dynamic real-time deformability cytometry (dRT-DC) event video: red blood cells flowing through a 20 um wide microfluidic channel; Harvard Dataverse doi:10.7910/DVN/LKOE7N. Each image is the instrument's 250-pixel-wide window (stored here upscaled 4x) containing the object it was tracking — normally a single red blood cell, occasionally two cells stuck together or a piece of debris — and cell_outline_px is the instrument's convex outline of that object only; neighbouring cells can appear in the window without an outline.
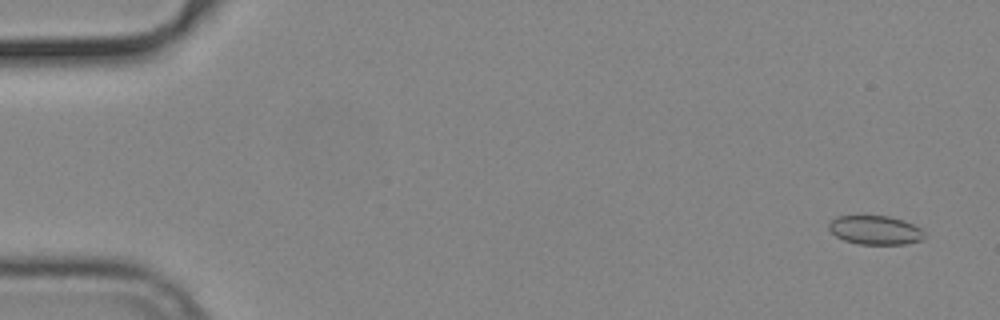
{"species": "common noctule bat (a hibernating species)", "species_latin": "Nyctalus noctula", "temperature_condition": "cold", "stored_images_in_passage": 54, "camera_frame_rate_fps": 3000, "um_per_image_px": 0.085, "animal": {"sex": "male", "body_mass_g": 19.2, "forearm_length_mm": 51.8}, "frame": {"image": 1, "passage_image": 2, "time_ms": 0.333, "image_size_px": [1000, 320], "cell_outline_px": [[924, 236], [920, 240], [904, 244], [860, 244], [844, 240], [836, 236], [828, 228], [828, 224], [836, 216], [888, 216], [904, 220], [920, 228], [924, 232]], "centroid_in_image_um": [74.38, 19.55], "position_along_channel_um": 10.6, "area_um2": 15.95}}
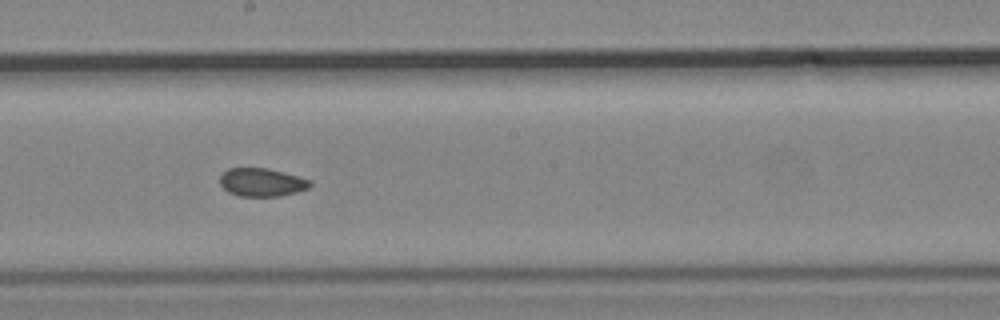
{"frame": {"image": 2, "passage_image": 30, "time_ms": 9.667, "image_size_px": [1000, 320], "cell_outline_px": [[312, 184], [308, 188], [296, 192], [280, 196], [240, 196], [228, 192], [220, 184], [220, 176], [228, 168], [268, 168], [312, 180]], "centroid_in_image_um": [22.26, 15.49], "position_along_channel_um": 225.9, "area_um2": 14.8}}
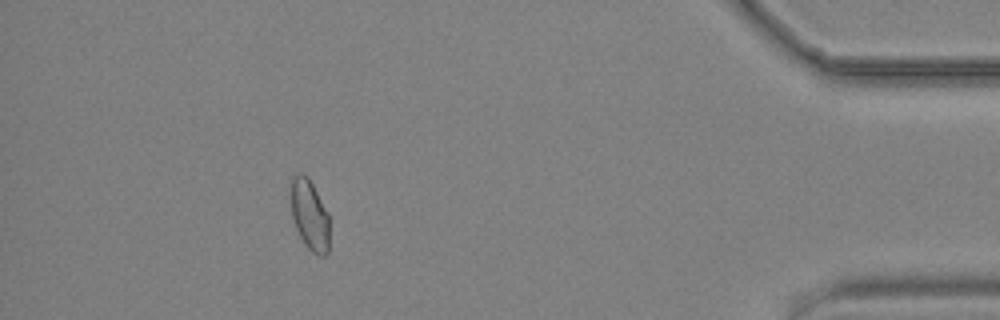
{"frame": {"image": 3, "passage_image": 49, "time_ms": 16.0, "image_size_px": [1000, 320], "cell_outline_px": [[328, 252], [324, 256], [320, 256], [312, 252], [304, 244], [296, 228], [292, 216], [292, 176], [300, 172], [308, 176], [328, 212]], "centroid_in_image_um": [26.33, 18.27], "position_along_channel_um": 408.9, "area_um2": 15.66}, "authors_computed_cell_mechanics": {"area_um2": 15.7794, "velocity_mm_per_s": 3.7623, "shape_relaxation_time_tau1_ms": null, "shape_relaxation_time_tau2_ms": 3.2532, "deformation_change_tau1": null, "deformation_change_tau2": 0.046}}